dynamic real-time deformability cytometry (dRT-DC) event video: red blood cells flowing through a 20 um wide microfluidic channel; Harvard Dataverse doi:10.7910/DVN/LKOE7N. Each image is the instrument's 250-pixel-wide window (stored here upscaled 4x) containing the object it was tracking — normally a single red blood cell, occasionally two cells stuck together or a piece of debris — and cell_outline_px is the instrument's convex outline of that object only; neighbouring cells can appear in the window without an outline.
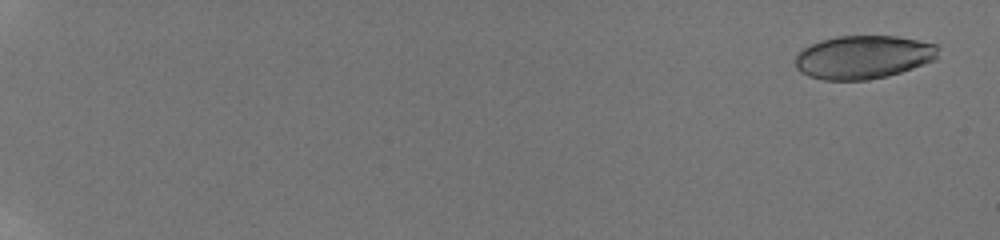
{"species": "human", "species_latin": "Homo sapiens", "temperature_condition": "room temperature", "stored_images_in_passage": 55, "camera_frame_rate_fps": 3000, "um_per_image_px": 0.085, "donor": {"sex": "male"}, "frame": {"image": 1, "passage_image": 3, "time_ms": 0.667, "image_size_px": [1000, 240], "cell_outline_px": [[940, 48], [936, 56], [932, 60], [912, 68], [888, 76], [868, 80], [824, 80], [808, 76], [800, 72], [796, 68], [796, 56], [804, 48], [820, 40], [836, 36], [896, 36], [936, 44]], "centroid_in_image_um": [73.36, 4.86], "position_along_channel_um": 11.6, "area_um2": 35.95}}
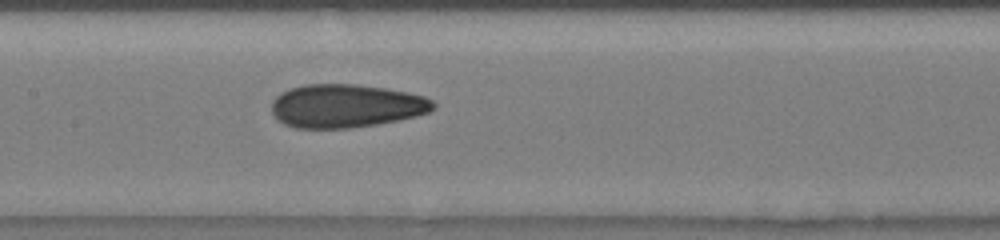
{"frame": {"image": 2, "passage_image": 34, "time_ms": 11.0, "image_size_px": [1000, 240], "cell_outline_px": [[436, 108], [428, 112], [416, 116], [400, 120], [376, 124], [348, 128], [296, 128], [284, 124], [276, 120], [272, 112], [272, 100], [280, 92], [304, 84], [356, 84], [384, 88], [408, 92], [424, 96], [432, 100], [436, 104]], "centroid_in_image_um": [29.4, 9.0], "position_along_channel_um": 178.0, "area_um2": 41.1}}
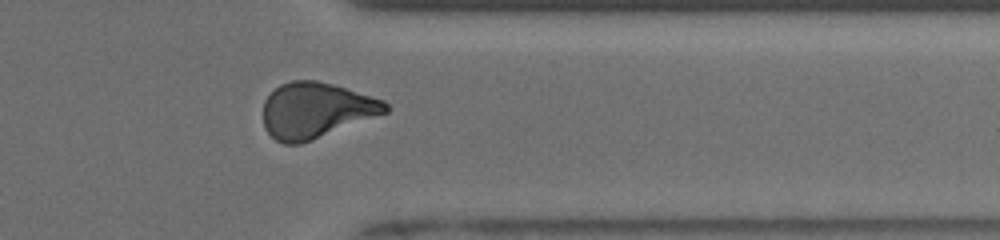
{"frame": {"image": 3, "passage_image": 50, "time_ms": 16.333, "image_size_px": [1000, 240], "cell_outline_px": [[388, 112], [312, 140], [300, 144], [284, 144], [276, 140], [264, 128], [264, 100], [280, 84], [292, 80], [316, 80], [332, 84], [384, 100], [388, 104]], "centroid_in_image_um": [26.85, 9.37], "position_along_channel_um": 384.6, "area_um2": 39.36}}